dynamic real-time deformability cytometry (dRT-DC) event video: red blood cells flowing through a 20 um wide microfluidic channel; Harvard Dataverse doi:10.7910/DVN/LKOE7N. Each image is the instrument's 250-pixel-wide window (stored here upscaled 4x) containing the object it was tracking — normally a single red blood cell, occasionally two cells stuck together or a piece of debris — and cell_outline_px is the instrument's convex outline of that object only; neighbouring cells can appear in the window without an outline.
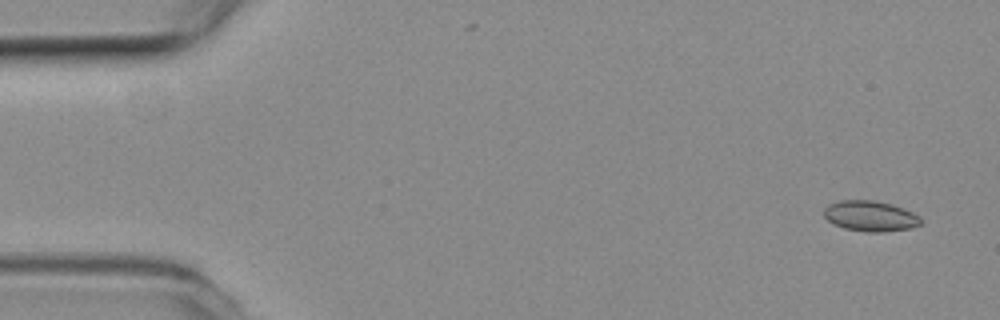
{"species": "common noctule bat (a hibernating species)", "species_latin": "Nyctalus noctula", "temperature_condition": "room temperature", "stored_images_in_passage": 16, "camera_frame_rate_fps": 3000, "um_per_image_px": 0.085, "animal": {"sex": "female", "body_mass_g": 19.3, "forearm_length_mm": 54.1}, "frame": {"image": 1, "passage_image": 2, "time_ms": 0.333, "image_size_px": [1000, 320], "cell_outline_px": [[920, 224], [912, 228], [884, 232], [868, 232], [844, 228], [828, 220], [824, 216], [824, 208], [828, 204], [840, 200], [876, 200], [892, 204], [904, 208], [920, 216]], "centroid_in_image_um": [73.99, 18.35], "position_along_channel_um": 11.0, "area_um2": 17.28}}
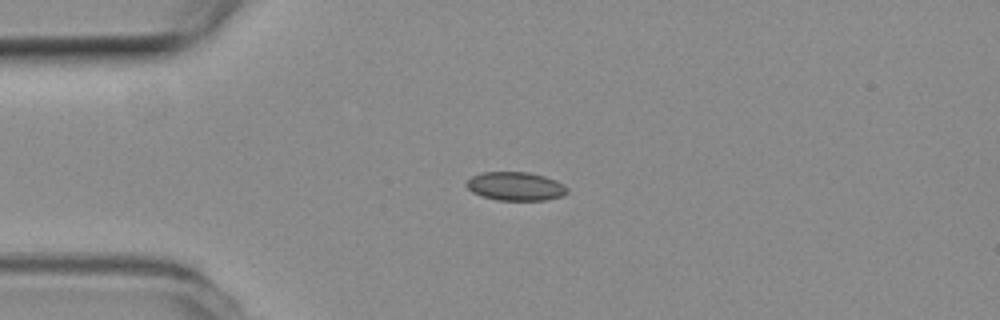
{"frame": {"image": 2, "passage_image": 12, "time_ms": 3.667, "image_size_px": [1000, 320], "cell_outline_px": [[568, 192], [564, 196], [544, 200], [496, 200], [472, 192], [464, 184], [472, 176], [480, 172], [528, 172], [544, 176], [556, 180], [564, 184], [568, 188]], "centroid_in_image_um": [43.84, 15.83], "position_along_channel_um": 41.2, "area_um2": 16.88}}